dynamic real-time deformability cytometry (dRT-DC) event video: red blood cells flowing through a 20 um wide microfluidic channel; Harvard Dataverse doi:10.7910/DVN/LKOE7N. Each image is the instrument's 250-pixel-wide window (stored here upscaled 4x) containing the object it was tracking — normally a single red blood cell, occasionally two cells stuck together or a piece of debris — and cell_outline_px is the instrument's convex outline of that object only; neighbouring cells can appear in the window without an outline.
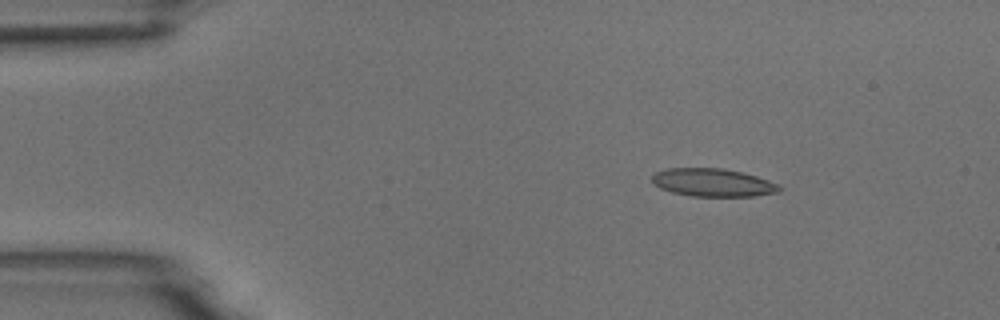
{"species": "common noctule bat (a hibernating species)", "species_latin": "Nyctalus noctula", "temperature_condition": "room temperature", "stored_images_in_passage": 4, "camera_frame_rate_fps": 3000, "um_per_image_px": 0.085, "animal": {"sex": "male", "body_mass_g": 18.8}, "frame": {"image": 1, "passage_image": 2, "time_ms": 1.0, "image_size_px": [1000, 320], "cell_outline_px": [[780, 192], [756, 196], [692, 196], [672, 192], [660, 188], [652, 184], [652, 176], [656, 172], [664, 168], [724, 168], [756, 176], [768, 180], [776, 184], [780, 188]], "centroid_in_image_um": [60.55, 15.51], "position_along_channel_um": 24.4, "area_um2": 20.75}}
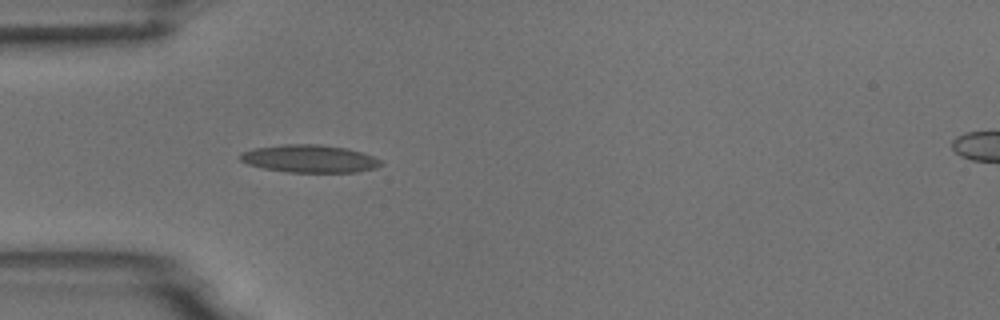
{"frame": {"image": 2, "passage_image": 4, "time_ms": 3.667, "image_size_px": [1000, 320], "cell_outline_px": [[384, 164], [376, 168], [356, 172], [288, 172], [264, 168], [248, 164], [240, 160], [236, 156], [240, 152], [256, 148], [284, 144], [320, 144], [344, 148], [360, 152], [372, 156], [380, 160]], "centroid_in_image_um": [26.28, 13.49], "position_along_channel_um": 58.7, "area_um2": 22.66}}